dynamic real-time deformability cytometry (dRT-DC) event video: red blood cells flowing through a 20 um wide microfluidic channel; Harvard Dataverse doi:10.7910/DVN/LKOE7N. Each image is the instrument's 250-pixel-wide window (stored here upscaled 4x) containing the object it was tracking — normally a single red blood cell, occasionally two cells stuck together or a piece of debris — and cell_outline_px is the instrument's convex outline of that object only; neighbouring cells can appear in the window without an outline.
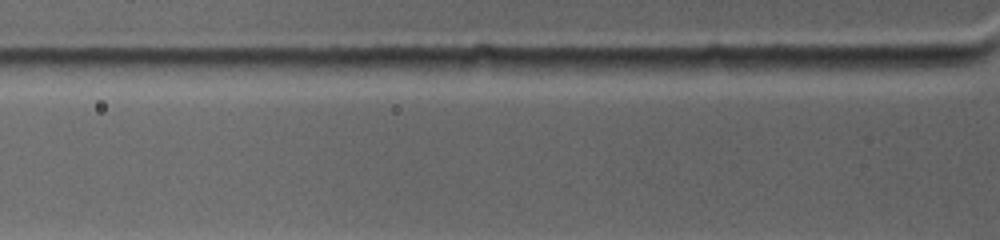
{"species": "common noctule bat (a hibernating species)", "species_latin": "Nyctalus noctula", "temperature_condition": "warm", "stored_images_in_passage": 3, "camera_frame_rate_fps": 4500, "um_per_image_px": 0.085, "animal": {"sex": "female", "body_mass_g": 19.0, "forearm_length_mm": 53.3}, "frame": {"image": 1, "passage_image": 2, "time_ms": 1.111, "image_size_px": [1000, 240], "cell_outline_px": [[736, 68], [596, 68], [612, 60], [636, 56], [724, 56]], "centroid_in_image_um": [56.94, 5.3], "position_along_channel_um": 68.9, "area_um2": 10.35}}